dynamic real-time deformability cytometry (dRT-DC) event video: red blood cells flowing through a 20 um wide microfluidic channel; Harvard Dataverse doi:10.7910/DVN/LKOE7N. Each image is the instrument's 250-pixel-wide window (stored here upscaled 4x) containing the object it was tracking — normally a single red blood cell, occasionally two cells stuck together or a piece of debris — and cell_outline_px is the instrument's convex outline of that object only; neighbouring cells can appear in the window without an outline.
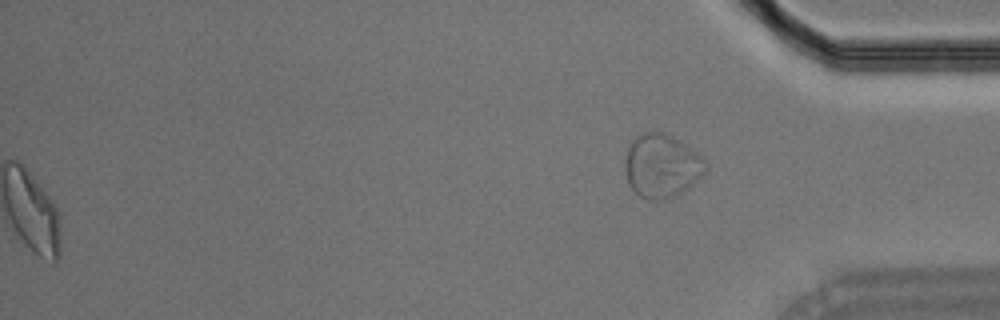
{"species": "Egyptian fruit bat (a non-hibernating species)", "species_latin": "Rousettus aegyptiacus", "temperature_condition": "room temperature", "stored_images_in_passage": 35, "segment_of_instrument_passage": [2, 2], "camera_frame_rate_fps": 3000, "um_per_image_px": 0.085, "animal": {"sex": "male"}, "frame": {"image": 1, "passage_image": 35, "time_ms": 11.333, "image_size_px": [1000, 320], "cell_outline_px": [[704, 172], [688, 188], [676, 196], [664, 200], [652, 200], [640, 196], [628, 184], [624, 168], [624, 160], [628, 148], [632, 140], [640, 132], [656, 128], [672, 136], [704, 156]], "centroid_in_image_um": [56.2, 14.06], "position_along_channel_um": 379.0, "area_um2": 30.17}}